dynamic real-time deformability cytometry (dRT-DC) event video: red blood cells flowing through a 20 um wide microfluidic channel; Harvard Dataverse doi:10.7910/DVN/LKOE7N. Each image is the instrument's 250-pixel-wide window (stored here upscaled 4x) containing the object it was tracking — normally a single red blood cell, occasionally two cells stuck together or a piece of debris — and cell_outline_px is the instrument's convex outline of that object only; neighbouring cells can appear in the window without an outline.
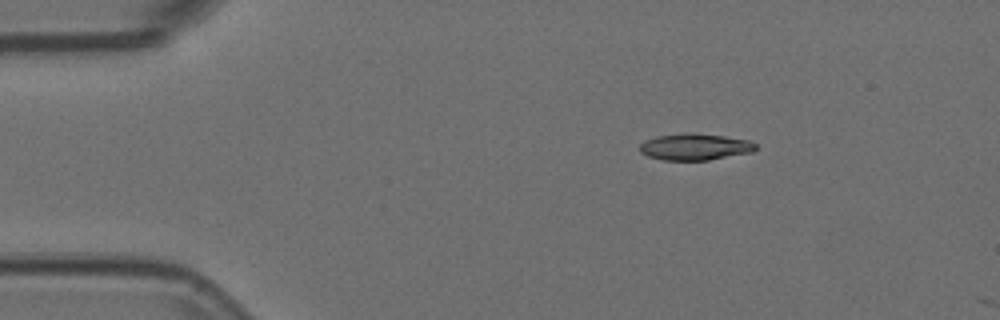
{"species": "Egyptian fruit bat (a non-hibernating species)", "species_latin": "Rousettus aegyptiacus", "temperature_condition": "room temperature", "stored_images_in_passage": 3, "camera_frame_rate_fps": 3000, "um_per_image_px": 0.085, "animal": {"sex": "female"}, "frame": {"image": 1, "passage_image": 2, "time_ms": 0.333, "image_size_px": [1000, 320], "cell_outline_px": [[756, 148], [752, 152], [708, 160], [664, 160], [648, 156], [640, 152], [640, 144], [644, 140], [656, 136], [684, 132], [688, 132], [724, 136], [748, 140], [756, 144]], "centroid_in_image_um": [59.04, 12.47], "position_along_channel_um": 26.0, "area_um2": 17.98}}